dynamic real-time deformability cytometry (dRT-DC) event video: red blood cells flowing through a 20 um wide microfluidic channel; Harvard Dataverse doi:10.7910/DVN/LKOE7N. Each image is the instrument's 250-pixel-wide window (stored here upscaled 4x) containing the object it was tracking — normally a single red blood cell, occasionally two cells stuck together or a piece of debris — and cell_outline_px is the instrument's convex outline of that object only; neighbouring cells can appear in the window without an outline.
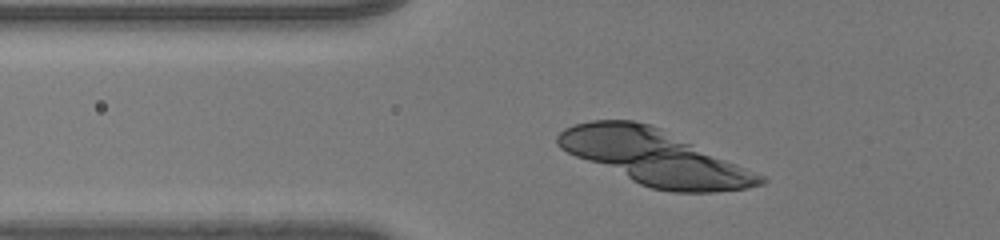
{"species": "human", "species_latin": "Homo sapiens", "temperature_condition": "room temperature", "stored_images_in_passage": 34, "segment_of_instrument_passage": [1, 2], "camera_frame_rate_fps": 3000, "um_per_image_px": 0.085, "donor": {"sex": "male"}, "frame": {"image": 1, "passage_image": 6, "time_ms": 1.667, "image_size_px": [1000, 240], "cell_outline_px": [[768, 180], [764, 184], [748, 188], [716, 192], [672, 192], [652, 188], [640, 184], [576, 156], [560, 148], [556, 144], [556, 136], [564, 128], [576, 124], [592, 120], [632, 120], [648, 124], [660, 128], [764, 176]], "centroid_in_image_um": [55.64, 13.37], "position_along_channel_um": 70.2, "area_um2": 63.98}}